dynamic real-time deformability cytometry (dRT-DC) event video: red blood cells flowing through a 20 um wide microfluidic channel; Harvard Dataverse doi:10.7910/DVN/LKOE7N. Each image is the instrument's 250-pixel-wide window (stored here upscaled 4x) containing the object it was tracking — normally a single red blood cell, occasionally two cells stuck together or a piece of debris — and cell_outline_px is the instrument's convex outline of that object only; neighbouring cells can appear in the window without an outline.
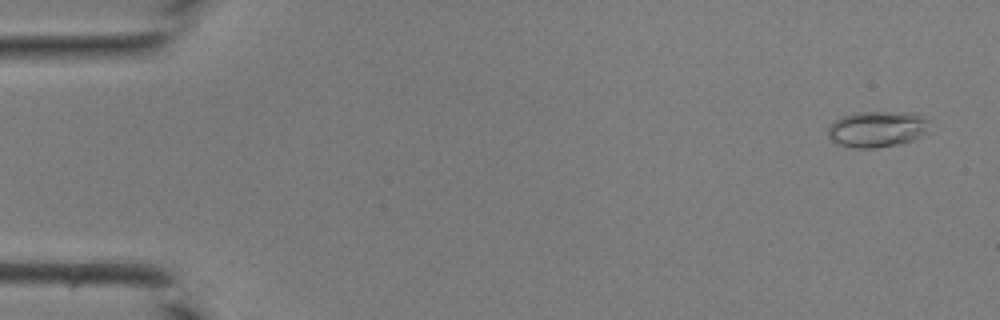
{"species": "common noctule bat (a hibernating species)", "species_latin": "Nyctalus noctula", "temperature_condition": "room temperature", "stored_images_in_passage": 44, "camera_frame_rate_fps": 3000, "um_per_image_px": 0.085, "animal": {"sex": "male", "body_mass_g": 19.0, "forearm_length_mm": 50.8}, "frame": {"image": 1, "passage_image": 3, "time_ms": 0.667, "image_size_px": [1000, 320], "cell_outline_px": [[932, 120], [928, 132], [912, 140], [900, 144], [872, 148], [852, 148], [836, 144], [828, 136], [828, 128], [836, 120], [844, 116], [860, 112], [912, 112]], "centroid_in_image_um": [74.62, 10.97], "position_along_channel_um": 10.4, "area_um2": 21.56}}
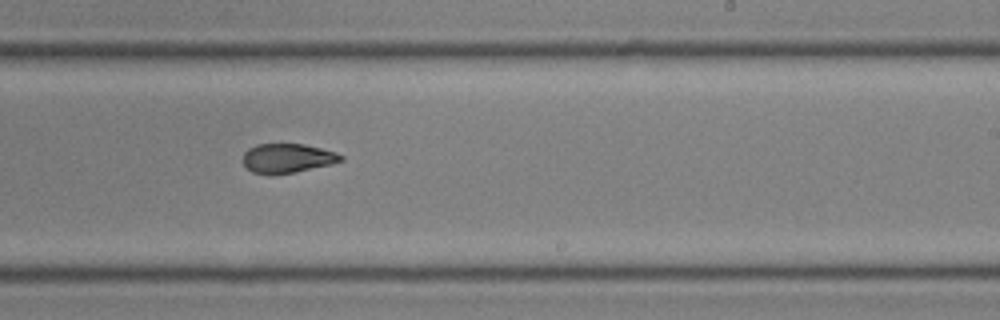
{"frame": {"image": 2, "passage_image": 28, "time_ms": 9.0, "image_size_px": [1000, 320], "cell_outline_px": [[344, 160], [332, 164], [296, 172], [272, 176], [268, 176], [252, 172], [244, 164], [244, 152], [248, 148], [256, 144], [304, 144], [336, 152], [344, 156]], "centroid_in_image_um": [24.43, 13.47], "position_along_channel_um": 264.6, "area_um2": 16.99}}
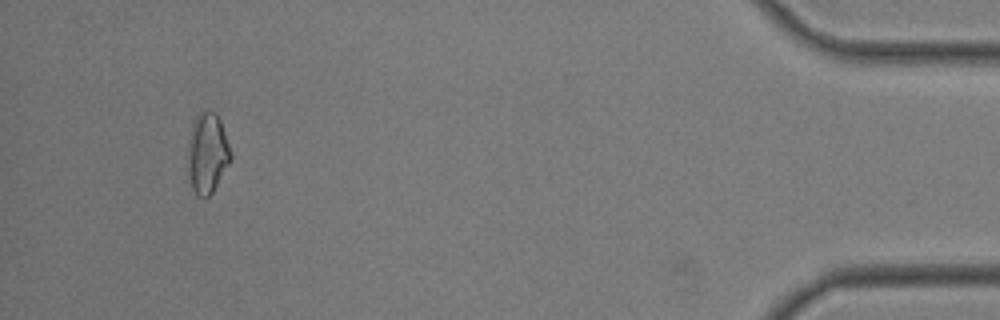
{"frame": {"image": 3, "passage_image": 42, "time_ms": 13.667, "image_size_px": [1000, 320], "cell_outline_px": [[232, 160], [212, 192], [208, 196], [196, 196], [192, 188], [188, 176], [188, 148], [192, 124], [196, 116], [204, 108], [208, 108], [216, 112], [220, 120], [232, 152]], "centroid_in_image_um": [17.63, 12.98], "position_along_channel_um": 417.6, "area_um2": 20.35}}